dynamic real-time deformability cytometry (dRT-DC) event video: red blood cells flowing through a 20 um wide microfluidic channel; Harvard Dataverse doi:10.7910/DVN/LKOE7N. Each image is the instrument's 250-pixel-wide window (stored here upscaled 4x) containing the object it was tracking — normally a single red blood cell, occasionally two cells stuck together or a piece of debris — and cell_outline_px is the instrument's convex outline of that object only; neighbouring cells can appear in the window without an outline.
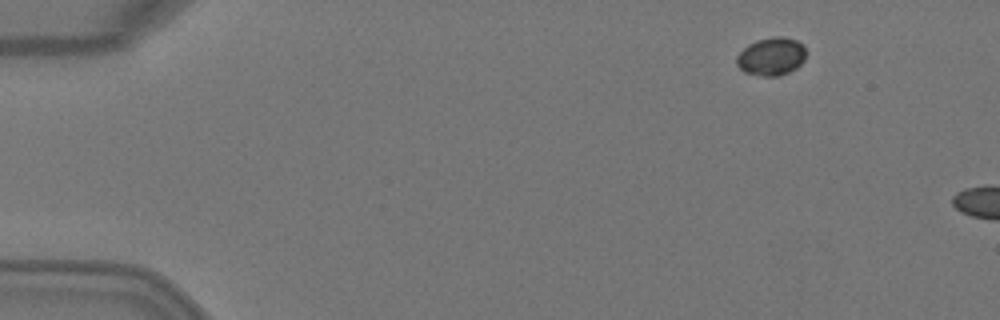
{"species": "Egyptian fruit bat (a non-hibernating species)", "species_latin": "Rousettus aegyptiacus", "temperature_condition": "warm", "stored_images_in_passage": 3, "camera_frame_rate_fps": 3000, "um_per_image_px": 0.085, "animal": {"sex": "female"}, "frame": {"image": 1, "passage_image": 2, "time_ms": 0.333, "image_size_px": [1000, 320], "cell_outline_px": [[804, 60], [796, 68], [780, 76], [760, 76], [744, 72], [736, 64], [736, 56], [748, 44], [756, 40], [772, 36], [780, 36], [796, 40], [804, 48]], "centroid_in_image_um": [65.52, 4.8], "position_along_channel_um": 19.5, "area_um2": 15.32}}